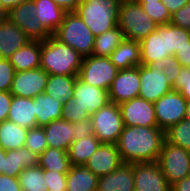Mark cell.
Wrapping results in <instances>:
<instances>
[{"mask_svg":"<svg viewBox=\"0 0 190 191\" xmlns=\"http://www.w3.org/2000/svg\"><path fill=\"white\" fill-rule=\"evenodd\" d=\"M165 131L157 126H124L116 143L123 163L157 162Z\"/></svg>","mask_w":190,"mask_h":191,"instance_id":"6da1fadb","label":"cell"},{"mask_svg":"<svg viewBox=\"0 0 190 191\" xmlns=\"http://www.w3.org/2000/svg\"><path fill=\"white\" fill-rule=\"evenodd\" d=\"M141 65L172 56L178 49L190 46V31L172 23L158 25L140 42Z\"/></svg>","mask_w":190,"mask_h":191,"instance_id":"7a4b0ae2","label":"cell"},{"mask_svg":"<svg viewBox=\"0 0 190 191\" xmlns=\"http://www.w3.org/2000/svg\"><path fill=\"white\" fill-rule=\"evenodd\" d=\"M83 57L53 36L41 42L40 68L49 75L78 76Z\"/></svg>","mask_w":190,"mask_h":191,"instance_id":"3957f363","label":"cell"},{"mask_svg":"<svg viewBox=\"0 0 190 191\" xmlns=\"http://www.w3.org/2000/svg\"><path fill=\"white\" fill-rule=\"evenodd\" d=\"M120 0H82L75 11L97 37L119 21Z\"/></svg>","mask_w":190,"mask_h":191,"instance_id":"277c9868","label":"cell"},{"mask_svg":"<svg viewBox=\"0 0 190 191\" xmlns=\"http://www.w3.org/2000/svg\"><path fill=\"white\" fill-rule=\"evenodd\" d=\"M52 36L73 48L83 58L92 55L95 36L76 12H67Z\"/></svg>","mask_w":190,"mask_h":191,"instance_id":"5b68a950","label":"cell"},{"mask_svg":"<svg viewBox=\"0 0 190 191\" xmlns=\"http://www.w3.org/2000/svg\"><path fill=\"white\" fill-rule=\"evenodd\" d=\"M118 26L126 39L140 42L158 26L136 1L120 2Z\"/></svg>","mask_w":190,"mask_h":191,"instance_id":"8992f818","label":"cell"},{"mask_svg":"<svg viewBox=\"0 0 190 191\" xmlns=\"http://www.w3.org/2000/svg\"><path fill=\"white\" fill-rule=\"evenodd\" d=\"M94 135L101 143L116 144L124 124L118 104L109 102L91 116Z\"/></svg>","mask_w":190,"mask_h":191,"instance_id":"52a82bcc","label":"cell"},{"mask_svg":"<svg viewBox=\"0 0 190 191\" xmlns=\"http://www.w3.org/2000/svg\"><path fill=\"white\" fill-rule=\"evenodd\" d=\"M157 163L170 185L190 175V151L168 143L166 140Z\"/></svg>","mask_w":190,"mask_h":191,"instance_id":"ba28073f","label":"cell"},{"mask_svg":"<svg viewBox=\"0 0 190 191\" xmlns=\"http://www.w3.org/2000/svg\"><path fill=\"white\" fill-rule=\"evenodd\" d=\"M119 69L110 61L109 57H84L78 78L86 84L110 89Z\"/></svg>","mask_w":190,"mask_h":191,"instance_id":"9c48e42d","label":"cell"},{"mask_svg":"<svg viewBox=\"0 0 190 191\" xmlns=\"http://www.w3.org/2000/svg\"><path fill=\"white\" fill-rule=\"evenodd\" d=\"M6 17L19 26L31 41L42 42L52 36L36 17L33 0L15 6L6 14Z\"/></svg>","mask_w":190,"mask_h":191,"instance_id":"30bf717a","label":"cell"},{"mask_svg":"<svg viewBox=\"0 0 190 191\" xmlns=\"http://www.w3.org/2000/svg\"><path fill=\"white\" fill-rule=\"evenodd\" d=\"M153 104L157 127L164 131L185 118L187 100L179 91L171 90Z\"/></svg>","mask_w":190,"mask_h":191,"instance_id":"8fae6325","label":"cell"},{"mask_svg":"<svg viewBox=\"0 0 190 191\" xmlns=\"http://www.w3.org/2000/svg\"><path fill=\"white\" fill-rule=\"evenodd\" d=\"M134 191H171L157 162L133 163Z\"/></svg>","mask_w":190,"mask_h":191,"instance_id":"7c38bea8","label":"cell"},{"mask_svg":"<svg viewBox=\"0 0 190 191\" xmlns=\"http://www.w3.org/2000/svg\"><path fill=\"white\" fill-rule=\"evenodd\" d=\"M49 74L42 68L15 72L10 88L12 96L35 98L44 93Z\"/></svg>","mask_w":190,"mask_h":191,"instance_id":"4fadbf2b","label":"cell"},{"mask_svg":"<svg viewBox=\"0 0 190 191\" xmlns=\"http://www.w3.org/2000/svg\"><path fill=\"white\" fill-rule=\"evenodd\" d=\"M172 83L165 73L156 68L140 65L139 97L149 102H156L172 90Z\"/></svg>","mask_w":190,"mask_h":191,"instance_id":"5bb4252c","label":"cell"},{"mask_svg":"<svg viewBox=\"0 0 190 191\" xmlns=\"http://www.w3.org/2000/svg\"><path fill=\"white\" fill-rule=\"evenodd\" d=\"M140 66L119 70L108 91L110 102L121 104L139 96Z\"/></svg>","mask_w":190,"mask_h":191,"instance_id":"9a60e30c","label":"cell"},{"mask_svg":"<svg viewBox=\"0 0 190 191\" xmlns=\"http://www.w3.org/2000/svg\"><path fill=\"white\" fill-rule=\"evenodd\" d=\"M124 126H157L154 104L135 97L119 104Z\"/></svg>","mask_w":190,"mask_h":191,"instance_id":"2e32d148","label":"cell"},{"mask_svg":"<svg viewBox=\"0 0 190 191\" xmlns=\"http://www.w3.org/2000/svg\"><path fill=\"white\" fill-rule=\"evenodd\" d=\"M123 164L116 144L102 143L84 166L97 177L112 173Z\"/></svg>","mask_w":190,"mask_h":191,"instance_id":"e0dca14e","label":"cell"},{"mask_svg":"<svg viewBox=\"0 0 190 191\" xmlns=\"http://www.w3.org/2000/svg\"><path fill=\"white\" fill-rule=\"evenodd\" d=\"M73 99L90 115L110 102L108 90L86 84L78 77L74 86Z\"/></svg>","mask_w":190,"mask_h":191,"instance_id":"ac0fdd59","label":"cell"},{"mask_svg":"<svg viewBox=\"0 0 190 191\" xmlns=\"http://www.w3.org/2000/svg\"><path fill=\"white\" fill-rule=\"evenodd\" d=\"M29 41L19 26L7 17L0 19V58H9Z\"/></svg>","mask_w":190,"mask_h":191,"instance_id":"d6986e66","label":"cell"},{"mask_svg":"<svg viewBox=\"0 0 190 191\" xmlns=\"http://www.w3.org/2000/svg\"><path fill=\"white\" fill-rule=\"evenodd\" d=\"M99 191H134L133 163H123L110 174L99 177Z\"/></svg>","mask_w":190,"mask_h":191,"instance_id":"ffe728a7","label":"cell"},{"mask_svg":"<svg viewBox=\"0 0 190 191\" xmlns=\"http://www.w3.org/2000/svg\"><path fill=\"white\" fill-rule=\"evenodd\" d=\"M7 120L27 129L37 127L35 99L13 96Z\"/></svg>","mask_w":190,"mask_h":191,"instance_id":"44dd1931","label":"cell"},{"mask_svg":"<svg viewBox=\"0 0 190 191\" xmlns=\"http://www.w3.org/2000/svg\"><path fill=\"white\" fill-rule=\"evenodd\" d=\"M45 138L49 148L67 151L73 142V123L67 120H54L43 126Z\"/></svg>","mask_w":190,"mask_h":191,"instance_id":"7402d4cb","label":"cell"},{"mask_svg":"<svg viewBox=\"0 0 190 191\" xmlns=\"http://www.w3.org/2000/svg\"><path fill=\"white\" fill-rule=\"evenodd\" d=\"M109 59L119 70L140 66V43L125 38L113 53L110 54Z\"/></svg>","mask_w":190,"mask_h":191,"instance_id":"603a6c76","label":"cell"},{"mask_svg":"<svg viewBox=\"0 0 190 191\" xmlns=\"http://www.w3.org/2000/svg\"><path fill=\"white\" fill-rule=\"evenodd\" d=\"M35 4L36 17L44 28L53 35L63 22L67 13L59 7L53 0H33Z\"/></svg>","mask_w":190,"mask_h":191,"instance_id":"cb8c5ba5","label":"cell"},{"mask_svg":"<svg viewBox=\"0 0 190 191\" xmlns=\"http://www.w3.org/2000/svg\"><path fill=\"white\" fill-rule=\"evenodd\" d=\"M41 41H29L8 59L15 72L40 68Z\"/></svg>","mask_w":190,"mask_h":191,"instance_id":"d4e9b609","label":"cell"},{"mask_svg":"<svg viewBox=\"0 0 190 191\" xmlns=\"http://www.w3.org/2000/svg\"><path fill=\"white\" fill-rule=\"evenodd\" d=\"M35 114L37 126H45L54 120L62 119L63 102L49 96L47 93H41L35 98Z\"/></svg>","mask_w":190,"mask_h":191,"instance_id":"484cf974","label":"cell"},{"mask_svg":"<svg viewBox=\"0 0 190 191\" xmlns=\"http://www.w3.org/2000/svg\"><path fill=\"white\" fill-rule=\"evenodd\" d=\"M38 165V155L25 146L16 150H7L5 154V174L18 177L25 168Z\"/></svg>","mask_w":190,"mask_h":191,"instance_id":"4316f807","label":"cell"},{"mask_svg":"<svg viewBox=\"0 0 190 191\" xmlns=\"http://www.w3.org/2000/svg\"><path fill=\"white\" fill-rule=\"evenodd\" d=\"M98 179L93 172L84 165H72L67 173L66 191H95L98 190Z\"/></svg>","mask_w":190,"mask_h":191,"instance_id":"83f0119b","label":"cell"},{"mask_svg":"<svg viewBox=\"0 0 190 191\" xmlns=\"http://www.w3.org/2000/svg\"><path fill=\"white\" fill-rule=\"evenodd\" d=\"M78 76L49 75L44 92L63 103L73 99L74 86Z\"/></svg>","mask_w":190,"mask_h":191,"instance_id":"f1b7e54d","label":"cell"},{"mask_svg":"<svg viewBox=\"0 0 190 191\" xmlns=\"http://www.w3.org/2000/svg\"><path fill=\"white\" fill-rule=\"evenodd\" d=\"M28 129L5 120L0 123V147L3 150H16L25 145Z\"/></svg>","mask_w":190,"mask_h":191,"instance_id":"f546056e","label":"cell"},{"mask_svg":"<svg viewBox=\"0 0 190 191\" xmlns=\"http://www.w3.org/2000/svg\"><path fill=\"white\" fill-rule=\"evenodd\" d=\"M38 165L44 171L54 170L63 174H67L72 166L67 151L49 147L38 156Z\"/></svg>","mask_w":190,"mask_h":191,"instance_id":"4dcf8cb0","label":"cell"},{"mask_svg":"<svg viewBox=\"0 0 190 191\" xmlns=\"http://www.w3.org/2000/svg\"><path fill=\"white\" fill-rule=\"evenodd\" d=\"M102 143L93 135L74 141L67 153L72 165H84Z\"/></svg>","mask_w":190,"mask_h":191,"instance_id":"1f68e13d","label":"cell"},{"mask_svg":"<svg viewBox=\"0 0 190 191\" xmlns=\"http://www.w3.org/2000/svg\"><path fill=\"white\" fill-rule=\"evenodd\" d=\"M124 39L125 36L117 25L113 29L95 37L92 55L96 57H109Z\"/></svg>","mask_w":190,"mask_h":191,"instance_id":"d6a6232c","label":"cell"},{"mask_svg":"<svg viewBox=\"0 0 190 191\" xmlns=\"http://www.w3.org/2000/svg\"><path fill=\"white\" fill-rule=\"evenodd\" d=\"M18 179L22 190L46 191L44 170L39 165L23 169Z\"/></svg>","mask_w":190,"mask_h":191,"instance_id":"836d02e7","label":"cell"},{"mask_svg":"<svg viewBox=\"0 0 190 191\" xmlns=\"http://www.w3.org/2000/svg\"><path fill=\"white\" fill-rule=\"evenodd\" d=\"M165 140L168 143L190 151V119L184 118L165 131Z\"/></svg>","mask_w":190,"mask_h":191,"instance_id":"e575fe53","label":"cell"},{"mask_svg":"<svg viewBox=\"0 0 190 191\" xmlns=\"http://www.w3.org/2000/svg\"><path fill=\"white\" fill-rule=\"evenodd\" d=\"M137 3L141 4L143 11L158 25H165L171 22L172 15L161 1Z\"/></svg>","mask_w":190,"mask_h":191,"instance_id":"d590c367","label":"cell"},{"mask_svg":"<svg viewBox=\"0 0 190 191\" xmlns=\"http://www.w3.org/2000/svg\"><path fill=\"white\" fill-rule=\"evenodd\" d=\"M24 146L38 156L43 153L48 148L43 127L37 126L28 129Z\"/></svg>","mask_w":190,"mask_h":191,"instance_id":"8d00e7d4","label":"cell"},{"mask_svg":"<svg viewBox=\"0 0 190 191\" xmlns=\"http://www.w3.org/2000/svg\"><path fill=\"white\" fill-rule=\"evenodd\" d=\"M147 66L156 68L159 72L163 71L172 84H174L176 76L182 68V65L174 55L165 57L159 61H153Z\"/></svg>","mask_w":190,"mask_h":191,"instance_id":"74e56055","label":"cell"},{"mask_svg":"<svg viewBox=\"0 0 190 191\" xmlns=\"http://www.w3.org/2000/svg\"><path fill=\"white\" fill-rule=\"evenodd\" d=\"M86 109L81 108L74 99L63 103L62 119L70 123L79 122L86 118H91Z\"/></svg>","mask_w":190,"mask_h":191,"instance_id":"f35d334b","label":"cell"},{"mask_svg":"<svg viewBox=\"0 0 190 191\" xmlns=\"http://www.w3.org/2000/svg\"><path fill=\"white\" fill-rule=\"evenodd\" d=\"M44 179L46 191H66L67 190V174L56 171H44Z\"/></svg>","mask_w":190,"mask_h":191,"instance_id":"ab89813d","label":"cell"},{"mask_svg":"<svg viewBox=\"0 0 190 191\" xmlns=\"http://www.w3.org/2000/svg\"><path fill=\"white\" fill-rule=\"evenodd\" d=\"M15 69L8 58H0V91H10Z\"/></svg>","mask_w":190,"mask_h":191,"instance_id":"60d3db41","label":"cell"},{"mask_svg":"<svg viewBox=\"0 0 190 191\" xmlns=\"http://www.w3.org/2000/svg\"><path fill=\"white\" fill-rule=\"evenodd\" d=\"M172 90L179 91L186 100H190V68H181L172 85Z\"/></svg>","mask_w":190,"mask_h":191,"instance_id":"b9f144b4","label":"cell"},{"mask_svg":"<svg viewBox=\"0 0 190 191\" xmlns=\"http://www.w3.org/2000/svg\"><path fill=\"white\" fill-rule=\"evenodd\" d=\"M73 142L81 138H86L94 135L93 123L91 118L83 119L73 123Z\"/></svg>","mask_w":190,"mask_h":191,"instance_id":"7bdbcfd3","label":"cell"},{"mask_svg":"<svg viewBox=\"0 0 190 191\" xmlns=\"http://www.w3.org/2000/svg\"><path fill=\"white\" fill-rule=\"evenodd\" d=\"M170 23L190 31V1L172 14Z\"/></svg>","mask_w":190,"mask_h":191,"instance_id":"ee69618b","label":"cell"},{"mask_svg":"<svg viewBox=\"0 0 190 191\" xmlns=\"http://www.w3.org/2000/svg\"><path fill=\"white\" fill-rule=\"evenodd\" d=\"M0 191H22L18 177L0 174Z\"/></svg>","mask_w":190,"mask_h":191,"instance_id":"f6af8a7d","label":"cell"},{"mask_svg":"<svg viewBox=\"0 0 190 191\" xmlns=\"http://www.w3.org/2000/svg\"><path fill=\"white\" fill-rule=\"evenodd\" d=\"M12 98L9 91H0V123L7 120Z\"/></svg>","mask_w":190,"mask_h":191,"instance_id":"bcb514c9","label":"cell"},{"mask_svg":"<svg viewBox=\"0 0 190 191\" xmlns=\"http://www.w3.org/2000/svg\"><path fill=\"white\" fill-rule=\"evenodd\" d=\"M174 56L180 62L182 67L190 68V46H184L181 49H178Z\"/></svg>","mask_w":190,"mask_h":191,"instance_id":"7dc6e473","label":"cell"},{"mask_svg":"<svg viewBox=\"0 0 190 191\" xmlns=\"http://www.w3.org/2000/svg\"><path fill=\"white\" fill-rule=\"evenodd\" d=\"M59 7L66 12H75L82 0H53Z\"/></svg>","mask_w":190,"mask_h":191,"instance_id":"c3c4849f","label":"cell"},{"mask_svg":"<svg viewBox=\"0 0 190 191\" xmlns=\"http://www.w3.org/2000/svg\"><path fill=\"white\" fill-rule=\"evenodd\" d=\"M190 0H161V2L167 7L171 15L178 9L184 7Z\"/></svg>","mask_w":190,"mask_h":191,"instance_id":"681fc988","label":"cell"},{"mask_svg":"<svg viewBox=\"0 0 190 191\" xmlns=\"http://www.w3.org/2000/svg\"><path fill=\"white\" fill-rule=\"evenodd\" d=\"M171 191H190V175L171 185Z\"/></svg>","mask_w":190,"mask_h":191,"instance_id":"f907efd6","label":"cell"},{"mask_svg":"<svg viewBox=\"0 0 190 191\" xmlns=\"http://www.w3.org/2000/svg\"><path fill=\"white\" fill-rule=\"evenodd\" d=\"M26 1L29 0H0V8L3 10L5 14H7L15 6H18Z\"/></svg>","mask_w":190,"mask_h":191,"instance_id":"816d5d0a","label":"cell"},{"mask_svg":"<svg viewBox=\"0 0 190 191\" xmlns=\"http://www.w3.org/2000/svg\"><path fill=\"white\" fill-rule=\"evenodd\" d=\"M5 154L6 150L0 147V174H5Z\"/></svg>","mask_w":190,"mask_h":191,"instance_id":"f5cc1de1","label":"cell"},{"mask_svg":"<svg viewBox=\"0 0 190 191\" xmlns=\"http://www.w3.org/2000/svg\"><path fill=\"white\" fill-rule=\"evenodd\" d=\"M185 118L190 119V100H187L186 111H185Z\"/></svg>","mask_w":190,"mask_h":191,"instance_id":"db71d44e","label":"cell"},{"mask_svg":"<svg viewBox=\"0 0 190 191\" xmlns=\"http://www.w3.org/2000/svg\"><path fill=\"white\" fill-rule=\"evenodd\" d=\"M161 0H136V2H156Z\"/></svg>","mask_w":190,"mask_h":191,"instance_id":"11a10c76","label":"cell"},{"mask_svg":"<svg viewBox=\"0 0 190 191\" xmlns=\"http://www.w3.org/2000/svg\"><path fill=\"white\" fill-rule=\"evenodd\" d=\"M6 17V14L3 12V10L0 8V19H3Z\"/></svg>","mask_w":190,"mask_h":191,"instance_id":"9f6ffc18","label":"cell"},{"mask_svg":"<svg viewBox=\"0 0 190 191\" xmlns=\"http://www.w3.org/2000/svg\"><path fill=\"white\" fill-rule=\"evenodd\" d=\"M125 1H136V0H120V2H125Z\"/></svg>","mask_w":190,"mask_h":191,"instance_id":"6f0895ef","label":"cell"}]
</instances>
